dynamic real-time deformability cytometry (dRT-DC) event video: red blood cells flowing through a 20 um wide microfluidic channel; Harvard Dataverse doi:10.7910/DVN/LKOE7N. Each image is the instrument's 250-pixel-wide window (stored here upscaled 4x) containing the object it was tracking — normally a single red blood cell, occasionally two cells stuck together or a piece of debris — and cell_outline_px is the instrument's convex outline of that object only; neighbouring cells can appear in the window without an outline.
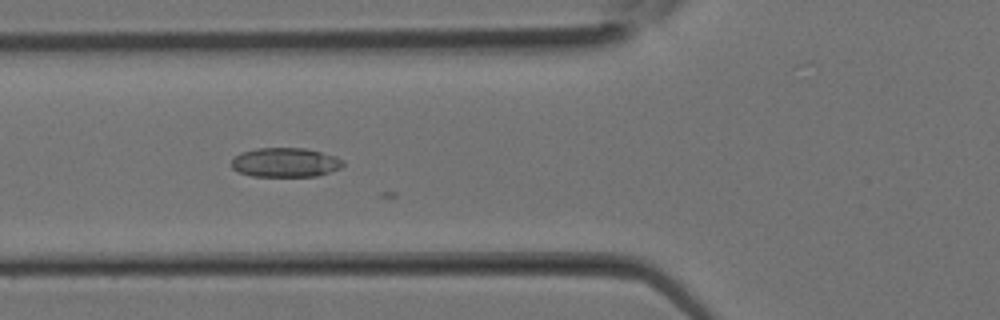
{"species": "Egyptian fruit bat (a non-hibernating species)", "species_latin": "Rousettus aegyptiacus", "temperature_condition": "room temperature", "stored_images_in_passage": 13, "camera_frame_rate_fps": 3000, "um_per_image_px": 0.085, "animal": {"sex": "female"}, "frame": {"image": 1, "passage_image": 11, "time_ms": 3.333, "image_size_px": [1000, 320], "cell_outline_px": [[344, 164], [340, 168], [316, 176], [252, 176], [240, 172], [232, 168], [232, 160], [240, 152], [256, 148], [304, 148], [336, 156], [344, 160]], "centroid_in_image_um": [24.25, 13.8], "position_along_channel_um": 101.5, "area_um2": 18.96}}